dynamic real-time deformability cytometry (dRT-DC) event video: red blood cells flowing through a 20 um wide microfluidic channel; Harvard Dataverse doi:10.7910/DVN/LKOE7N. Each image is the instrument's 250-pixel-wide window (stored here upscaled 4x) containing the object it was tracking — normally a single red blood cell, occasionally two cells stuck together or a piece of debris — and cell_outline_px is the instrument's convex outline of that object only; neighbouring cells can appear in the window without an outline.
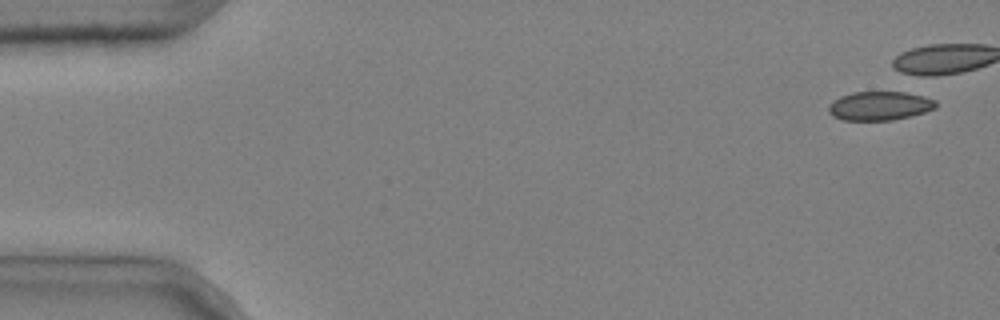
{"species": "common noctule bat (a hibernating species)", "species_latin": "Nyctalus noctula", "temperature_condition": "cold", "stored_images_in_passage": 9, "camera_frame_rate_fps": 3000, "um_per_image_px": 0.085, "animal": {"sex": "male", "body_mass_g": 20.4}, "frame": {"image": 1, "passage_image": 1, "time_ms": 0.0, "image_size_px": [1000, 320], "cell_outline_px": [[936, 108], [924, 112], [892, 120], [844, 120], [832, 116], [828, 112], [828, 104], [840, 96], [852, 92], [904, 92], [924, 96], [936, 100]], "centroid_in_image_um": [74.74, 8.99], "position_along_channel_um": 10.3, "area_um2": 18.03}}
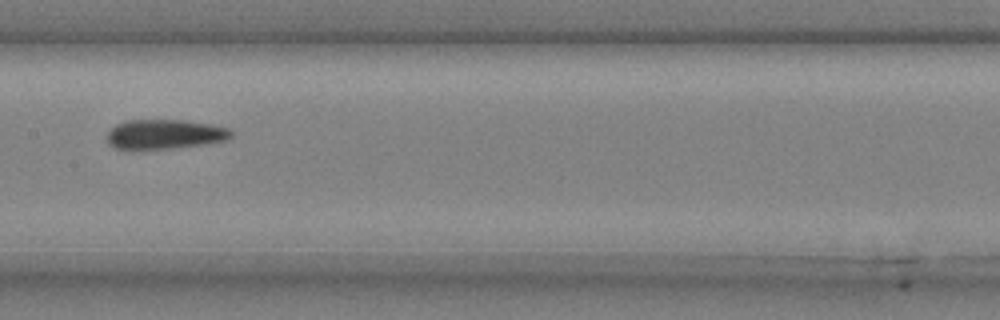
{"frame": {"image": 2, "passage_image": 9, "time_ms": 2.667, "image_size_px": [1000, 320], "cell_outline_px": [[232, 136], [228, 140], [204, 144], [172, 148], [116, 148], [108, 144], [108, 132], [116, 124], [124, 120], [180, 120], [212, 124], [228, 128], [232, 132]], "centroid_in_image_um": [14.03, 11.39], "position_along_channel_um": 193.4, "area_um2": 21.15}}